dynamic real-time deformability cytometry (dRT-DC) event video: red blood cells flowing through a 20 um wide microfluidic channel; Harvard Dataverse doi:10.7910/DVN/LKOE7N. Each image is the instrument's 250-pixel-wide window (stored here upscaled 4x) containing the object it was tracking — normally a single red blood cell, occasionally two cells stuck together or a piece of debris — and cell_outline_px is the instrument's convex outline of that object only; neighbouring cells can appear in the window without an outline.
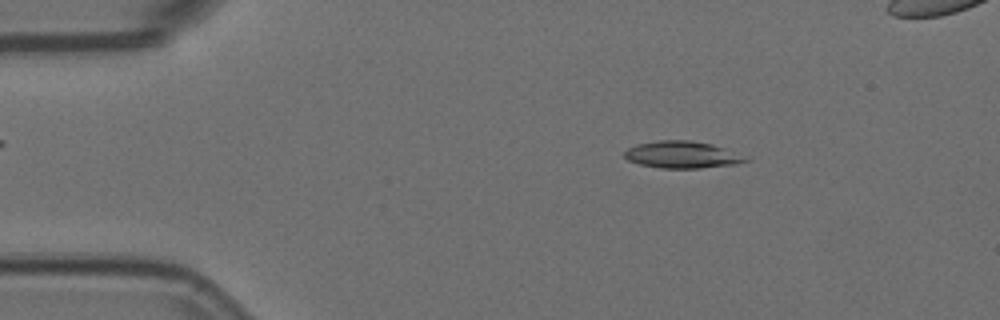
{"species": "Egyptian fruit bat (a non-hibernating species)", "species_latin": "Rousettus aegyptiacus", "temperature_condition": "room temperature", "stored_images_in_passage": 56, "camera_frame_rate_fps": 3000, "um_per_image_px": 0.085, "animal": {"sex": "female"}, "frame": {"image": 1, "passage_image": 8, "time_ms": 2.333, "image_size_px": [1000, 320], "cell_outline_px": [[752, 160], [736, 164], [700, 168], [660, 168], [640, 164], [628, 160], [624, 156], [624, 152], [628, 148], [636, 144], [660, 140], [688, 140], [712, 144], [748, 156]], "centroid_in_image_um": [58.02, 13.15], "position_along_channel_um": 27.0, "area_um2": 19.13}}
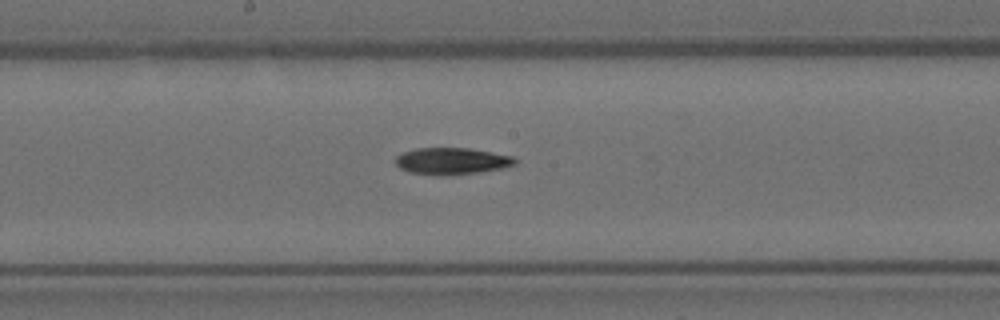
{"frame": {"image": 2, "passage_image": 28, "time_ms": 9.0, "image_size_px": [1000, 320], "cell_outline_px": [[516, 164], [500, 168], [476, 172], [408, 172], [400, 168], [396, 164], [396, 156], [404, 152], [416, 148], [468, 148], [512, 156], [516, 160]], "centroid_in_image_um": [38.4, 13.63], "position_along_channel_um": 209.8, "area_um2": 17.4}}
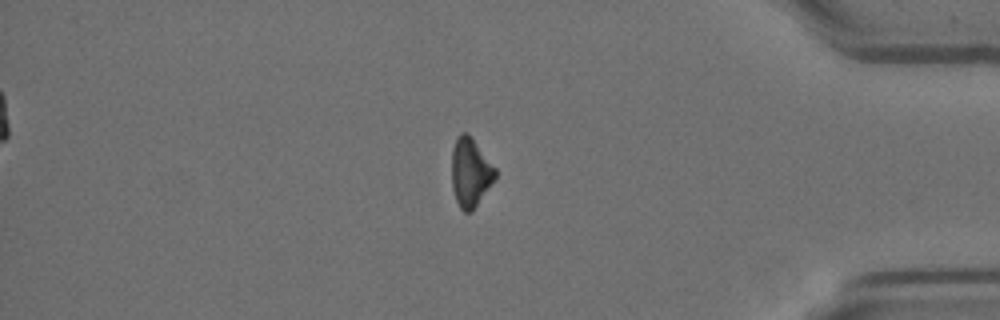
{"frame": {"image": 3, "passage_image": 46, "time_ms": 15.0, "image_size_px": [1000, 320], "cell_outline_px": [[496, 176], [472, 212], [464, 212], [460, 208], [456, 200], [452, 188], [452, 148], [456, 136], [460, 132], [468, 132], [472, 136], [496, 168]], "centroid_in_image_um": [39.97, 14.61], "position_along_channel_um": 395.2, "area_um2": 17.63}, "authors_computed_cell_mechanics": {"area_um2": 18.7272, "velocity_mm_per_s": 3.6116, "shape_relaxation_time_tau1_ms": 8.2188, "shape_relaxation_time_tau2_ms": null, "deformation_change_tau1": 0.1834, "deformation_change_tau2": null}}